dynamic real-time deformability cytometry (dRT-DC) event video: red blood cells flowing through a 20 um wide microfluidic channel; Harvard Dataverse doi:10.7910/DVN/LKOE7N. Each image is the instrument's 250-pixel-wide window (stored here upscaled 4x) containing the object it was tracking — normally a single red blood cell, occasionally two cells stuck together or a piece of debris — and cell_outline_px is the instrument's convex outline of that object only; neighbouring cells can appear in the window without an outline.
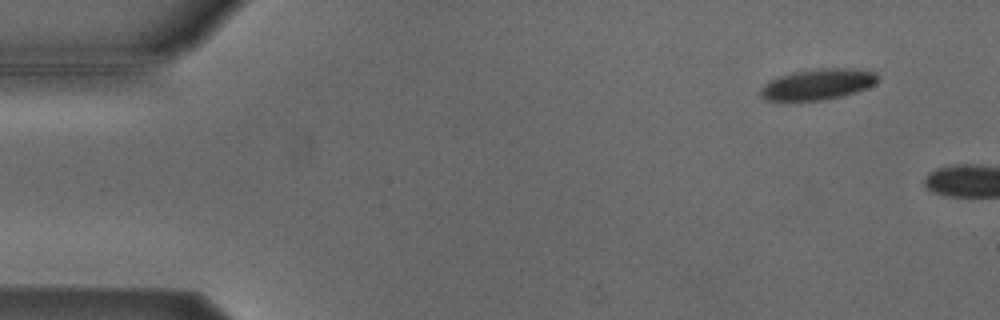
{"species": "Egyptian fruit bat (a non-hibernating species)", "species_latin": "Rousettus aegyptiacus", "temperature_condition": "cold", "stored_images_in_passage": 3, "camera_frame_rate_fps": 3000, "um_per_image_px": 0.085, "animal": {"sex": "male"}, "frame": {"image": 1, "passage_image": 2, "time_ms": 1.0, "image_size_px": [1000, 320], "cell_outline_px": [[880, 80], [868, 88], [856, 92], [824, 100], [764, 100], [760, 96], [760, 88], [768, 80], [792, 72], [816, 68], [860, 68], [876, 72], [880, 76]], "centroid_in_image_um": [69.55, 7.14], "position_along_channel_um": 15.4, "area_um2": 21.44}}